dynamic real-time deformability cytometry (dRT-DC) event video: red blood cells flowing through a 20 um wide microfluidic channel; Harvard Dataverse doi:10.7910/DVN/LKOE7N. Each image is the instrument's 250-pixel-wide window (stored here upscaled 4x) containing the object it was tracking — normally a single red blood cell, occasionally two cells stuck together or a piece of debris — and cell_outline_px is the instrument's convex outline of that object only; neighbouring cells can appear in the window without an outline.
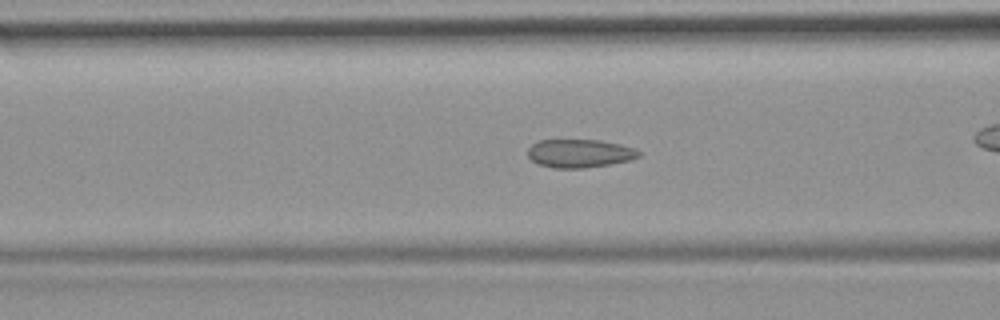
{"species": "common noctule bat (a hibernating species)", "species_latin": "Nyctalus noctula", "temperature_condition": "room temperature", "stored_images_in_passage": 30, "camera_frame_rate_fps": 3000, "um_per_image_px": 0.085, "animal": {"sex": "female", "body_mass_g": 19.9}, "frame": {"image": 1, "passage_image": 8, "time_ms": 2.333, "image_size_px": [1000, 320], "cell_outline_px": [[640, 156], [632, 160], [584, 168], [552, 168], [536, 164], [528, 156], [528, 148], [532, 144], [540, 140], [600, 140], [620, 144], [632, 148], [640, 152]], "centroid_in_image_um": [49.24, 13.04], "position_along_channel_um": 117.4, "area_um2": 18.32}}